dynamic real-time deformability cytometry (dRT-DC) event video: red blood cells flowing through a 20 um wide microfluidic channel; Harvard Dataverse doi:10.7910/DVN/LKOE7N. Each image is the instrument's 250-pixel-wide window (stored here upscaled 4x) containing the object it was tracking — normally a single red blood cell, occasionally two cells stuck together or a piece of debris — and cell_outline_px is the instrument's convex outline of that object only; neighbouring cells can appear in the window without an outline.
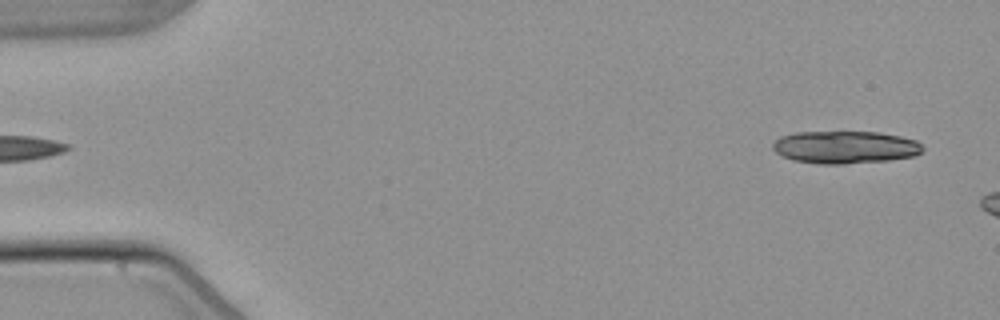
{"species": "common noctule bat (a hibernating species)", "species_latin": "Nyctalus noctula", "temperature_condition": "warm", "stored_images_in_passage": 5, "segment_of_instrument_passage": [2, 2], "camera_frame_rate_fps": 3000, "um_per_image_px": 0.085, "animal": {"sex": "male", "body_mass_g": 21.5, "forearm_length_mm": 52.0}, "frame": {"image": 1, "passage_image": 5, "time_ms": 5.0, "image_size_px": [1000, 320], "cell_outline_px": [[924, 148], [916, 156], [888, 160], [844, 164], [820, 164], [792, 160], [780, 156], [772, 148], [772, 144], [780, 136], [796, 132], [880, 132], [900, 136], [916, 140]], "centroid_in_image_um": [71.81, 12.51], "position_along_channel_um": 13.2, "area_um2": 28.61}}